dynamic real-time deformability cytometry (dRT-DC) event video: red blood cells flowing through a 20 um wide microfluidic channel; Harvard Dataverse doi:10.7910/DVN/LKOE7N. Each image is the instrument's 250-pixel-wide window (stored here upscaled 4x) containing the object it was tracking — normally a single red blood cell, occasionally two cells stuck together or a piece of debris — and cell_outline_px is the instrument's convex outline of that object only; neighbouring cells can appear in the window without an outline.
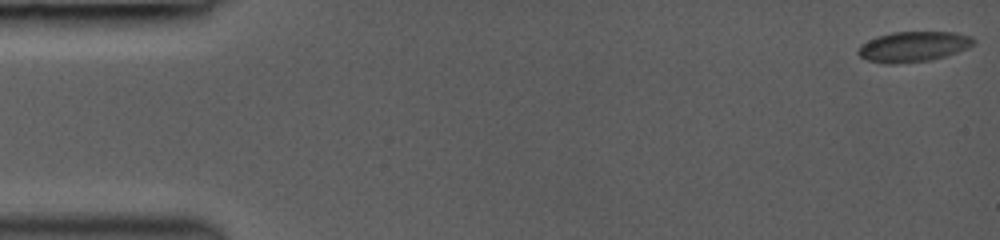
{"species": "common noctule bat (a hibernating species)", "species_latin": "Nyctalus noctula", "temperature_condition": "room temperature", "stored_images_in_passage": 36, "camera_frame_rate_fps": 3000, "um_per_image_px": 0.085, "animal": {"sex": "female", "body_mass_g": 19.0, "forearm_length_mm": 53.3}, "frame": {"image": 1, "passage_image": 1, "time_ms": 0.0, "image_size_px": [1000, 240], "cell_outline_px": [[976, 40], [968, 48], [932, 60], [892, 64], [888, 64], [868, 60], [860, 56], [856, 52], [856, 48], [860, 44], [876, 36], [892, 32], [956, 32], [972, 36]], "centroid_in_image_um": [77.6, 3.95], "position_along_channel_um": 7.4, "area_um2": 20.52}}
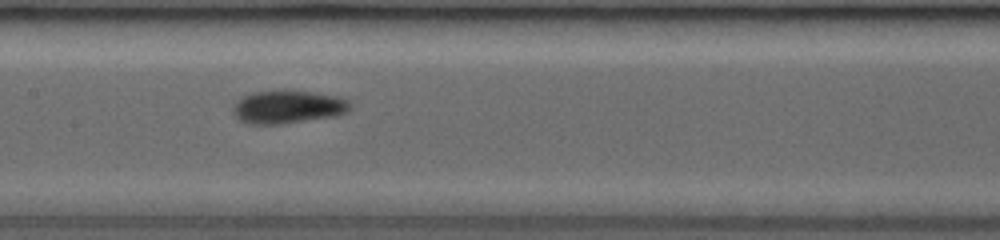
{"frame": {"image": 2, "passage_image": 14, "time_ms": 7.667, "image_size_px": [1000, 240], "cell_outline_px": [[352, 108], [348, 112], [336, 116], [280, 124], [248, 124], [240, 120], [232, 112], [232, 108], [236, 100], [240, 96], [256, 92], [312, 92], [340, 96], [348, 100], [352, 104]], "centroid_in_image_um": [24.49, 9.11], "position_along_channel_um": 182.9, "area_um2": 22.48}}
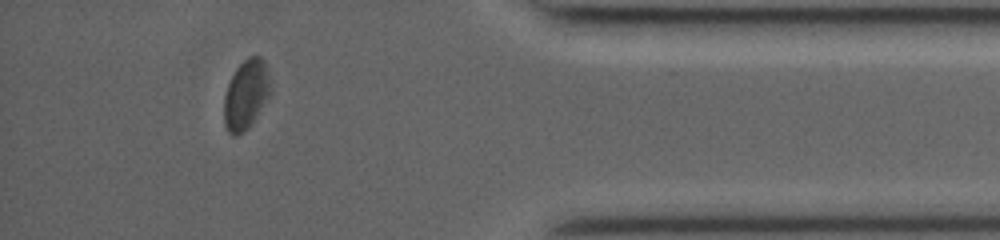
{"frame": {"image": 3, "passage_image": 31, "time_ms": 13.667, "image_size_px": [1000, 240], "cell_outline_px": [[272, 92], [252, 124], [244, 132], [236, 136], [232, 136], [228, 132], [224, 124], [224, 96], [228, 84], [236, 68], [248, 56], [260, 56], [264, 60], [268, 72]], "centroid_in_image_um": [20.92, 8.06], "position_along_channel_um": 414.3, "area_um2": 19.07}, "authors_computed_cell_mechanics": {"area_um2": 20.4323, "velocity_mm_per_s": 4.2339, "shape_relaxation_time_tau1_ms": 5.6279, "shape_relaxation_time_tau2_ms": 1.715, "deformation_change_tau1": 0.1199, "deformation_change_tau2": 0.0285}}